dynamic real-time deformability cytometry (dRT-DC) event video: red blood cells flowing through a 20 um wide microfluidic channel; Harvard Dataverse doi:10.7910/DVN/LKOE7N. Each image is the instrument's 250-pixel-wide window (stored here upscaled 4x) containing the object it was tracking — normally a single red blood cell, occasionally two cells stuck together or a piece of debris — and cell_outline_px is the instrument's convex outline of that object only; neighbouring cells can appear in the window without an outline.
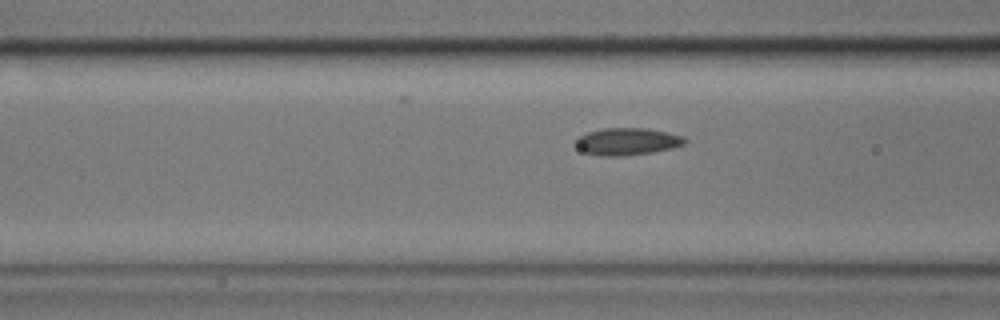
{"species": "common noctule bat (a hibernating species)", "species_latin": "Nyctalus noctula", "temperature_condition": "cold", "stored_images_in_passage": 16, "camera_frame_rate_fps": 3000, "um_per_image_px": 0.085, "animal": {"sex": "male", "body_mass_g": 17.9}, "frame": {"image": 1, "passage_image": 14, "time_ms": 4.333, "image_size_px": [1000, 320], "cell_outline_px": [[688, 140], [684, 144], [672, 148], [652, 152], [624, 156], [600, 156], [584, 152], [576, 144], [576, 140], [580, 136], [588, 132], [604, 128], [644, 128], [684, 136]], "centroid_in_image_um": [53.33, 12.03], "position_along_channel_um": 113.3, "area_um2": 17.11}}